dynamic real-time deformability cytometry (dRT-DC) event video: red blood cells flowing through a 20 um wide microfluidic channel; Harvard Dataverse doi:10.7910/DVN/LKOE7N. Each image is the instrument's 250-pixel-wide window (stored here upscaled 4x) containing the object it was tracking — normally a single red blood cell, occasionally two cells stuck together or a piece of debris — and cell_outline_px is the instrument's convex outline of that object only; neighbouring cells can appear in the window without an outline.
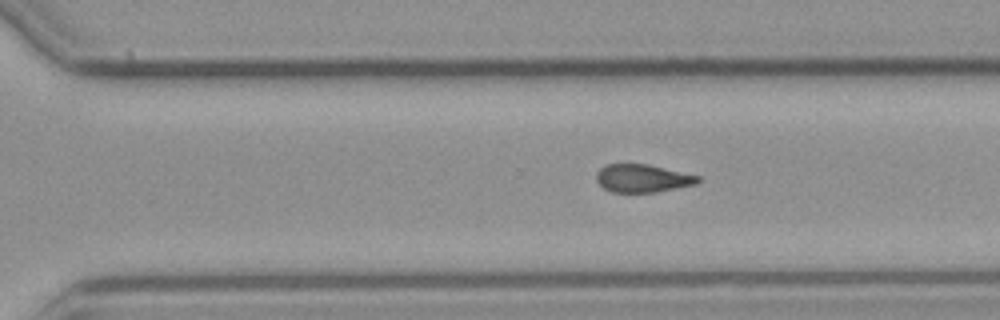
{"species": "common noctule bat (a hibernating species)", "species_latin": "Nyctalus noctula", "temperature_condition": "cold", "stored_images_in_passage": 8, "camera_frame_rate_fps": 3000, "um_per_image_px": 0.085, "animal": {"sex": "male", "body_mass_g": 23.1, "forearm_length_mm": 52.7}, "frame": {"image": 1, "passage_image": 8, "time_ms": 10.333, "image_size_px": [1000, 320], "cell_outline_px": [[700, 180], [696, 184], [656, 192], [612, 192], [604, 188], [596, 180], [596, 172], [600, 168], [608, 164], [648, 164], [700, 176]], "centroid_in_image_um": [54.61, 15.15], "position_along_channel_um": 316.0, "area_um2": 16.47}}